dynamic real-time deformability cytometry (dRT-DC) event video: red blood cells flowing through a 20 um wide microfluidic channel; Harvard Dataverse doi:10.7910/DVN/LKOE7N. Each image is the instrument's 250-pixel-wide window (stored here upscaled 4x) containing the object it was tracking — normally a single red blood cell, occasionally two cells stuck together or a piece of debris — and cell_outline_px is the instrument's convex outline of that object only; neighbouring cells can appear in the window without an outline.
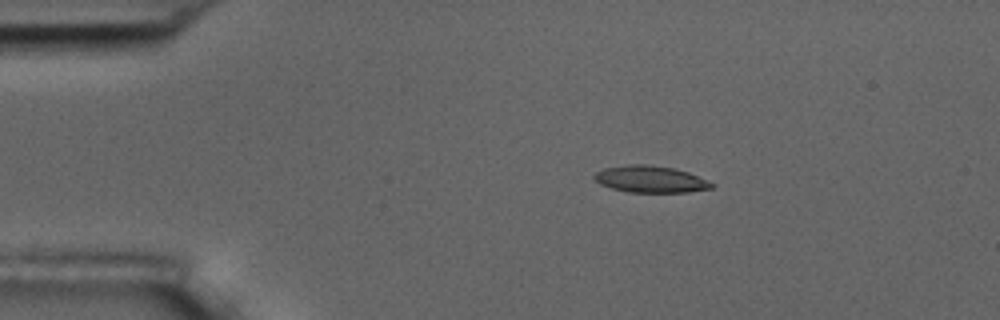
{"species": "common noctule bat (a hibernating species)", "species_latin": "Nyctalus noctula", "temperature_condition": "room temperature", "stored_images_in_passage": 5, "camera_frame_rate_fps": 3000, "um_per_image_px": 0.085, "animal": {"sex": "male", "body_mass_g": 17.5, "forearm_length_mm": 52.3}, "frame": {"image": 1, "passage_image": 3, "time_ms": 3.333, "image_size_px": [1000, 320], "cell_outline_px": [[716, 184], [712, 188], [688, 192], [628, 192], [612, 188], [600, 184], [592, 176], [596, 172], [604, 168], [628, 164], [644, 164], [672, 168], [688, 172]], "centroid_in_image_um": [55.28, 15.23], "position_along_channel_um": 29.7, "area_um2": 18.21}}